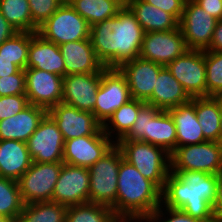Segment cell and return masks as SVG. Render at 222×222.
Masks as SVG:
<instances>
[{"label":"cell","mask_w":222,"mask_h":222,"mask_svg":"<svg viewBox=\"0 0 222 222\" xmlns=\"http://www.w3.org/2000/svg\"><path fill=\"white\" fill-rule=\"evenodd\" d=\"M104 67L98 73L72 74L63 77L62 102L82 111L93 112Z\"/></svg>","instance_id":"d6986e66"},{"label":"cell","mask_w":222,"mask_h":222,"mask_svg":"<svg viewBox=\"0 0 222 222\" xmlns=\"http://www.w3.org/2000/svg\"><path fill=\"white\" fill-rule=\"evenodd\" d=\"M37 33L45 40L61 45L90 39V25L70 4H62Z\"/></svg>","instance_id":"ba28073f"},{"label":"cell","mask_w":222,"mask_h":222,"mask_svg":"<svg viewBox=\"0 0 222 222\" xmlns=\"http://www.w3.org/2000/svg\"><path fill=\"white\" fill-rule=\"evenodd\" d=\"M63 162H32L29 169L18 179V186L25 204L52 201Z\"/></svg>","instance_id":"9c48e42d"},{"label":"cell","mask_w":222,"mask_h":222,"mask_svg":"<svg viewBox=\"0 0 222 222\" xmlns=\"http://www.w3.org/2000/svg\"><path fill=\"white\" fill-rule=\"evenodd\" d=\"M32 159L27 143L17 140H0V176L18 181L29 169Z\"/></svg>","instance_id":"484cf974"},{"label":"cell","mask_w":222,"mask_h":222,"mask_svg":"<svg viewBox=\"0 0 222 222\" xmlns=\"http://www.w3.org/2000/svg\"><path fill=\"white\" fill-rule=\"evenodd\" d=\"M58 46L64 58L65 76L98 73L104 68L90 39L66 42Z\"/></svg>","instance_id":"44dd1931"},{"label":"cell","mask_w":222,"mask_h":222,"mask_svg":"<svg viewBox=\"0 0 222 222\" xmlns=\"http://www.w3.org/2000/svg\"><path fill=\"white\" fill-rule=\"evenodd\" d=\"M170 170L199 171L217 175L222 171V143L206 141L177 147L170 154Z\"/></svg>","instance_id":"52a82bcc"},{"label":"cell","mask_w":222,"mask_h":222,"mask_svg":"<svg viewBox=\"0 0 222 222\" xmlns=\"http://www.w3.org/2000/svg\"><path fill=\"white\" fill-rule=\"evenodd\" d=\"M220 142L222 143V113L220 118Z\"/></svg>","instance_id":"f907efd6"},{"label":"cell","mask_w":222,"mask_h":222,"mask_svg":"<svg viewBox=\"0 0 222 222\" xmlns=\"http://www.w3.org/2000/svg\"><path fill=\"white\" fill-rule=\"evenodd\" d=\"M217 175L199 171L170 170L162 191V204L180 209L202 222H216L212 205Z\"/></svg>","instance_id":"7a4b0ae2"},{"label":"cell","mask_w":222,"mask_h":222,"mask_svg":"<svg viewBox=\"0 0 222 222\" xmlns=\"http://www.w3.org/2000/svg\"><path fill=\"white\" fill-rule=\"evenodd\" d=\"M218 98L220 99V101L222 103V93L218 96Z\"/></svg>","instance_id":"f5cc1de1"},{"label":"cell","mask_w":222,"mask_h":222,"mask_svg":"<svg viewBox=\"0 0 222 222\" xmlns=\"http://www.w3.org/2000/svg\"><path fill=\"white\" fill-rule=\"evenodd\" d=\"M209 51H222V20H218L213 32Z\"/></svg>","instance_id":"ee69618b"},{"label":"cell","mask_w":222,"mask_h":222,"mask_svg":"<svg viewBox=\"0 0 222 222\" xmlns=\"http://www.w3.org/2000/svg\"><path fill=\"white\" fill-rule=\"evenodd\" d=\"M212 208L216 222H222V171L217 174L216 199Z\"/></svg>","instance_id":"7bdbcfd3"},{"label":"cell","mask_w":222,"mask_h":222,"mask_svg":"<svg viewBox=\"0 0 222 222\" xmlns=\"http://www.w3.org/2000/svg\"><path fill=\"white\" fill-rule=\"evenodd\" d=\"M120 148L115 144L95 164L89 167V202L112 208L116 216L118 171L123 160Z\"/></svg>","instance_id":"8992f818"},{"label":"cell","mask_w":222,"mask_h":222,"mask_svg":"<svg viewBox=\"0 0 222 222\" xmlns=\"http://www.w3.org/2000/svg\"><path fill=\"white\" fill-rule=\"evenodd\" d=\"M17 31L9 24L0 12V45L11 38Z\"/></svg>","instance_id":"f6af8a7d"},{"label":"cell","mask_w":222,"mask_h":222,"mask_svg":"<svg viewBox=\"0 0 222 222\" xmlns=\"http://www.w3.org/2000/svg\"><path fill=\"white\" fill-rule=\"evenodd\" d=\"M115 143L101 129L92 136L66 140L63 148V163L89 168L101 159Z\"/></svg>","instance_id":"ac0fdd59"},{"label":"cell","mask_w":222,"mask_h":222,"mask_svg":"<svg viewBox=\"0 0 222 222\" xmlns=\"http://www.w3.org/2000/svg\"><path fill=\"white\" fill-rule=\"evenodd\" d=\"M24 205L18 182L0 176V215L16 222Z\"/></svg>","instance_id":"836d02e7"},{"label":"cell","mask_w":222,"mask_h":222,"mask_svg":"<svg viewBox=\"0 0 222 222\" xmlns=\"http://www.w3.org/2000/svg\"><path fill=\"white\" fill-rule=\"evenodd\" d=\"M188 49L180 28L144 33L139 57L167 66Z\"/></svg>","instance_id":"4fadbf2b"},{"label":"cell","mask_w":222,"mask_h":222,"mask_svg":"<svg viewBox=\"0 0 222 222\" xmlns=\"http://www.w3.org/2000/svg\"><path fill=\"white\" fill-rule=\"evenodd\" d=\"M166 67L191 98L206 97L205 50L189 49Z\"/></svg>","instance_id":"8fae6325"},{"label":"cell","mask_w":222,"mask_h":222,"mask_svg":"<svg viewBox=\"0 0 222 222\" xmlns=\"http://www.w3.org/2000/svg\"><path fill=\"white\" fill-rule=\"evenodd\" d=\"M164 207V208H163ZM143 222H202L189 216L180 209H172L161 204Z\"/></svg>","instance_id":"74e56055"},{"label":"cell","mask_w":222,"mask_h":222,"mask_svg":"<svg viewBox=\"0 0 222 222\" xmlns=\"http://www.w3.org/2000/svg\"><path fill=\"white\" fill-rule=\"evenodd\" d=\"M65 140L54 120L46 114L27 141L32 162H63Z\"/></svg>","instance_id":"5bb4252c"},{"label":"cell","mask_w":222,"mask_h":222,"mask_svg":"<svg viewBox=\"0 0 222 222\" xmlns=\"http://www.w3.org/2000/svg\"><path fill=\"white\" fill-rule=\"evenodd\" d=\"M116 217L144 220L162 204V191L126 160L120 162Z\"/></svg>","instance_id":"3957f363"},{"label":"cell","mask_w":222,"mask_h":222,"mask_svg":"<svg viewBox=\"0 0 222 222\" xmlns=\"http://www.w3.org/2000/svg\"><path fill=\"white\" fill-rule=\"evenodd\" d=\"M195 112L206 141L220 142L222 103L218 97H195Z\"/></svg>","instance_id":"83f0119b"},{"label":"cell","mask_w":222,"mask_h":222,"mask_svg":"<svg viewBox=\"0 0 222 222\" xmlns=\"http://www.w3.org/2000/svg\"><path fill=\"white\" fill-rule=\"evenodd\" d=\"M144 104V101L132 98L119 107L102 125L104 133L116 144L130 131Z\"/></svg>","instance_id":"f1b7e54d"},{"label":"cell","mask_w":222,"mask_h":222,"mask_svg":"<svg viewBox=\"0 0 222 222\" xmlns=\"http://www.w3.org/2000/svg\"><path fill=\"white\" fill-rule=\"evenodd\" d=\"M62 4H70L72 0H59Z\"/></svg>","instance_id":"816d5d0a"},{"label":"cell","mask_w":222,"mask_h":222,"mask_svg":"<svg viewBox=\"0 0 222 222\" xmlns=\"http://www.w3.org/2000/svg\"><path fill=\"white\" fill-rule=\"evenodd\" d=\"M27 68L40 69L65 77L64 58L59 46L45 40L37 32H30Z\"/></svg>","instance_id":"7402d4cb"},{"label":"cell","mask_w":222,"mask_h":222,"mask_svg":"<svg viewBox=\"0 0 222 222\" xmlns=\"http://www.w3.org/2000/svg\"><path fill=\"white\" fill-rule=\"evenodd\" d=\"M25 71L21 69L19 72L8 77L0 78V97L10 95H25Z\"/></svg>","instance_id":"f35d334b"},{"label":"cell","mask_w":222,"mask_h":222,"mask_svg":"<svg viewBox=\"0 0 222 222\" xmlns=\"http://www.w3.org/2000/svg\"><path fill=\"white\" fill-rule=\"evenodd\" d=\"M0 12L17 32L33 33V21L28 0H0Z\"/></svg>","instance_id":"1f68e13d"},{"label":"cell","mask_w":222,"mask_h":222,"mask_svg":"<svg viewBox=\"0 0 222 222\" xmlns=\"http://www.w3.org/2000/svg\"><path fill=\"white\" fill-rule=\"evenodd\" d=\"M89 169L63 163L52 195V202L66 207L89 202Z\"/></svg>","instance_id":"9a60e30c"},{"label":"cell","mask_w":222,"mask_h":222,"mask_svg":"<svg viewBox=\"0 0 222 222\" xmlns=\"http://www.w3.org/2000/svg\"><path fill=\"white\" fill-rule=\"evenodd\" d=\"M70 5L90 26L116 16L123 7L120 0H72Z\"/></svg>","instance_id":"f546056e"},{"label":"cell","mask_w":222,"mask_h":222,"mask_svg":"<svg viewBox=\"0 0 222 222\" xmlns=\"http://www.w3.org/2000/svg\"><path fill=\"white\" fill-rule=\"evenodd\" d=\"M120 1H121L122 6L127 7L129 4L136 2V1H140V0H120Z\"/></svg>","instance_id":"7dc6e473"},{"label":"cell","mask_w":222,"mask_h":222,"mask_svg":"<svg viewBox=\"0 0 222 222\" xmlns=\"http://www.w3.org/2000/svg\"><path fill=\"white\" fill-rule=\"evenodd\" d=\"M61 131L64 140L92 136L102 129V124L92 112L82 111L63 102L47 110Z\"/></svg>","instance_id":"e0dca14e"},{"label":"cell","mask_w":222,"mask_h":222,"mask_svg":"<svg viewBox=\"0 0 222 222\" xmlns=\"http://www.w3.org/2000/svg\"><path fill=\"white\" fill-rule=\"evenodd\" d=\"M120 140L147 142L171 154L176 149V127L168 111L145 103L130 131Z\"/></svg>","instance_id":"277c9868"},{"label":"cell","mask_w":222,"mask_h":222,"mask_svg":"<svg viewBox=\"0 0 222 222\" xmlns=\"http://www.w3.org/2000/svg\"><path fill=\"white\" fill-rule=\"evenodd\" d=\"M183 86L172 76L166 66L159 71L152 96L145 102L160 110L183 105L191 101Z\"/></svg>","instance_id":"cb8c5ba5"},{"label":"cell","mask_w":222,"mask_h":222,"mask_svg":"<svg viewBox=\"0 0 222 222\" xmlns=\"http://www.w3.org/2000/svg\"><path fill=\"white\" fill-rule=\"evenodd\" d=\"M47 110L29 104L18 114L0 121V140H17L27 143Z\"/></svg>","instance_id":"603a6c76"},{"label":"cell","mask_w":222,"mask_h":222,"mask_svg":"<svg viewBox=\"0 0 222 222\" xmlns=\"http://www.w3.org/2000/svg\"><path fill=\"white\" fill-rule=\"evenodd\" d=\"M144 30L134 14L123 6L117 15L90 26V40L105 68H119L139 57Z\"/></svg>","instance_id":"6da1fadb"},{"label":"cell","mask_w":222,"mask_h":222,"mask_svg":"<svg viewBox=\"0 0 222 222\" xmlns=\"http://www.w3.org/2000/svg\"><path fill=\"white\" fill-rule=\"evenodd\" d=\"M217 21L193 0H186L179 28L188 49L207 50L210 47Z\"/></svg>","instance_id":"7c38bea8"},{"label":"cell","mask_w":222,"mask_h":222,"mask_svg":"<svg viewBox=\"0 0 222 222\" xmlns=\"http://www.w3.org/2000/svg\"><path fill=\"white\" fill-rule=\"evenodd\" d=\"M197 5L217 20H221L222 0H193Z\"/></svg>","instance_id":"b9f144b4"},{"label":"cell","mask_w":222,"mask_h":222,"mask_svg":"<svg viewBox=\"0 0 222 222\" xmlns=\"http://www.w3.org/2000/svg\"><path fill=\"white\" fill-rule=\"evenodd\" d=\"M33 21V33L38 31L62 5L59 0H28Z\"/></svg>","instance_id":"8d00e7d4"},{"label":"cell","mask_w":222,"mask_h":222,"mask_svg":"<svg viewBox=\"0 0 222 222\" xmlns=\"http://www.w3.org/2000/svg\"><path fill=\"white\" fill-rule=\"evenodd\" d=\"M30 32H17L0 45V58L12 60V63L25 70L27 68Z\"/></svg>","instance_id":"e575fe53"},{"label":"cell","mask_w":222,"mask_h":222,"mask_svg":"<svg viewBox=\"0 0 222 222\" xmlns=\"http://www.w3.org/2000/svg\"><path fill=\"white\" fill-rule=\"evenodd\" d=\"M116 222H143V220H125V219H118Z\"/></svg>","instance_id":"c3c4849f"},{"label":"cell","mask_w":222,"mask_h":222,"mask_svg":"<svg viewBox=\"0 0 222 222\" xmlns=\"http://www.w3.org/2000/svg\"><path fill=\"white\" fill-rule=\"evenodd\" d=\"M21 70L20 67L12 63V60L6 58H0V78L8 77Z\"/></svg>","instance_id":"bcb514c9"},{"label":"cell","mask_w":222,"mask_h":222,"mask_svg":"<svg viewBox=\"0 0 222 222\" xmlns=\"http://www.w3.org/2000/svg\"><path fill=\"white\" fill-rule=\"evenodd\" d=\"M29 105L26 95L0 97V121L18 114Z\"/></svg>","instance_id":"ab89813d"},{"label":"cell","mask_w":222,"mask_h":222,"mask_svg":"<svg viewBox=\"0 0 222 222\" xmlns=\"http://www.w3.org/2000/svg\"><path fill=\"white\" fill-rule=\"evenodd\" d=\"M127 7L134 14L145 33L179 28V21L172 14L156 8L144 0L133 2Z\"/></svg>","instance_id":"4316f807"},{"label":"cell","mask_w":222,"mask_h":222,"mask_svg":"<svg viewBox=\"0 0 222 222\" xmlns=\"http://www.w3.org/2000/svg\"><path fill=\"white\" fill-rule=\"evenodd\" d=\"M167 111L176 127V148L206 142L195 112V98Z\"/></svg>","instance_id":"d4e9b609"},{"label":"cell","mask_w":222,"mask_h":222,"mask_svg":"<svg viewBox=\"0 0 222 222\" xmlns=\"http://www.w3.org/2000/svg\"><path fill=\"white\" fill-rule=\"evenodd\" d=\"M124 160L133 165L161 191L170 174V154L163 148L139 140H119Z\"/></svg>","instance_id":"5b68a950"},{"label":"cell","mask_w":222,"mask_h":222,"mask_svg":"<svg viewBox=\"0 0 222 222\" xmlns=\"http://www.w3.org/2000/svg\"><path fill=\"white\" fill-rule=\"evenodd\" d=\"M147 3L172 14L180 21L186 0H144Z\"/></svg>","instance_id":"60d3db41"},{"label":"cell","mask_w":222,"mask_h":222,"mask_svg":"<svg viewBox=\"0 0 222 222\" xmlns=\"http://www.w3.org/2000/svg\"><path fill=\"white\" fill-rule=\"evenodd\" d=\"M206 97L222 93V51L205 50Z\"/></svg>","instance_id":"d590c367"},{"label":"cell","mask_w":222,"mask_h":222,"mask_svg":"<svg viewBox=\"0 0 222 222\" xmlns=\"http://www.w3.org/2000/svg\"><path fill=\"white\" fill-rule=\"evenodd\" d=\"M162 65L140 57L125 62L118 69L125 76L131 97L146 102L151 96Z\"/></svg>","instance_id":"ffe728a7"},{"label":"cell","mask_w":222,"mask_h":222,"mask_svg":"<svg viewBox=\"0 0 222 222\" xmlns=\"http://www.w3.org/2000/svg\"><path fill=\"white\" fill-rule=\"evenodd\" d=\"M0 222H12V221L8 219L6 216L0 215Z\"/></svg>","instance_id":"681fc988"},{"label":"cell","mask_w":222,"mask_h":222,"mask_svg":"<svg viewBox=\"0 0 222 222\" xmlns=\"http://www.w3.org/2000/svg\"><path fill=\"white\" fill-rule=\"evenodd\" d=\"M67 207L52 201L25 204L16 222H65Z\"/></svg>","instance_id":"4dcf8cb0"},{"label":"cell","mask_w":222,"mask_h":222,"mask_svg":"<svg viewBox=\"0 0 222 222\" xmlns=\"http://www.w3.org/2000/svg\"><path fill=\"white\" fill-rule=\"evenodd\" d=\"M125 76L118 68H106L96 95L93 114L103 125L122 105L131 100Z\"/></svg>","instance_id":"30bf717a"},{"label":"cell","mask_w":222,"mask_h":222,"mask_svg":"<svg viewBox=\"0 0 222 222\" xmlns=\"http://www.w3.org/2000/svg\"><path fill=\"white\" fill-rule=\"evenodd\" d=\"M117 220L112 208L88 202L67 207L65 222H116Z\"/></svg>","instance_id":"d6a6232c"},{"label":"cell","mask_w":222,"mask_h":222,"mask_svg":"<svg viewBox=\"0 0 222 222\" xmlns=\"http://www.w3.org/2000/svg\"><path fill=\"white\" fill-rule=\"evenodd\" d=\"M25 83L29 104L46 110L62 102L63 77L35 68H26Z\"/></svg>","instance_id":"2e32d148"}]
</instances>
